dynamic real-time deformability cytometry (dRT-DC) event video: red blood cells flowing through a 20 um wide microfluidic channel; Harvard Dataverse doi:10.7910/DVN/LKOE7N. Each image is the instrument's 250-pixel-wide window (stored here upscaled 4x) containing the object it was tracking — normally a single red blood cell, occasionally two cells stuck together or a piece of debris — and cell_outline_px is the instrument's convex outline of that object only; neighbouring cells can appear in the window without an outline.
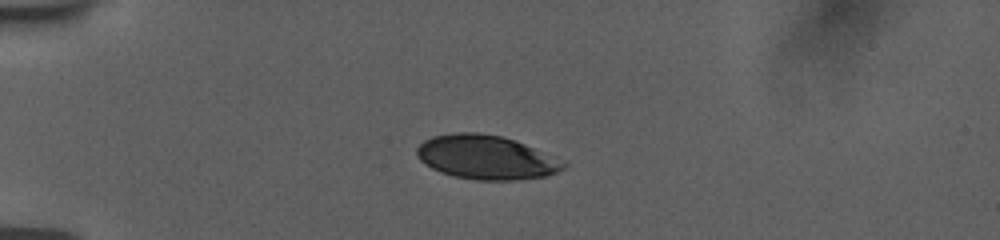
{"species": "human", "species_latin": "Homo sapiens", "temperature_condition": "room temperature", "stored_images_in_passage": 41, "camera_frame_rate_fps": 3000, "um_per_image_px": 0.085, "donor": {"sex": "female"}, "frame": {"image": 1, "passage_image": 1, "time_ms": 0.0, "image_size_px": [1000, 240], "cell_outline_px": [[568, 164], [564, 168], [556, 172], [544, 176], [516, 180], [476, 180], [452, 176], [440, 172], [424, 164], [420, 160], [416, 152], [416, 148], [424, 140], [432, 136], [456, 132], [476, 132], [500, 136], [524, 144], [552, 156]], "centroid_in_image_um": [41.26, 13.38], "position_along_channel_um": 43.7, "area_um2": 37.34}}
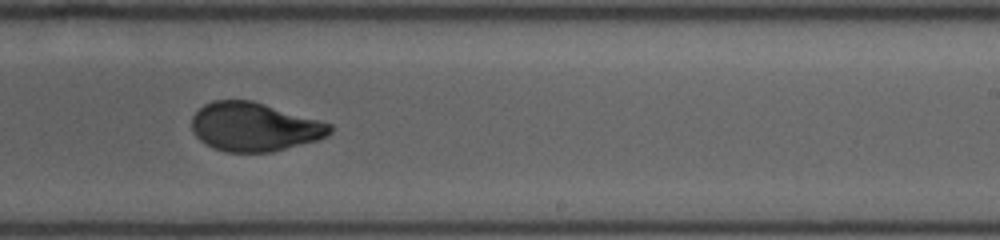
{"frame": {"image": 2, "passage_image": 22, "time_ms": 7.0, "image_size_px": [1000, 240], "cell_outline_px": [[332, 132], [328, 136], [316, 140], [272, 152], [224, 152], [212, 148], [204, 144], [192, 132], [192, 116], [204, 104], [212, 100], [252, 100], [332, 124]], "centroid_in_image_um": [21.59, 10.79], "position_along_channel_um": 267.4, "area_um2": 39.3}}
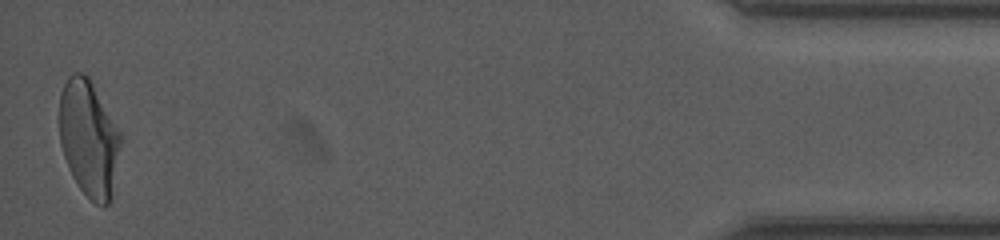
{"frame": {"image": 3, "passage_image": 41, "time_ms": 13.333, "image_size_px": [1000, 240], "cell_outline_px": [[120, 144], [108, 204], [104, 208], [96, 204], [80, 188], [72, 176], [68, 168], [60, 144], [60, 92], [68, 76], [72, 72], [84, 72], [88, 76], [120, 132]], "centroid_in_image_um": [7.51, 11.72], "position_along_channel_um": 427.7, "area_um2": 40.69}, "authors_computed_cell_mechanics": {"area_um2": 40.2288, "velocity_mm_per_s": 3.7515, "shape_relaxation_time_tau1_ms": 5.2221, "shape_relaxation_time_tau2_ms": 0.7418, "deformation_change_tau1": 0.1566, "deformation_change_tau2": 0.0448}}